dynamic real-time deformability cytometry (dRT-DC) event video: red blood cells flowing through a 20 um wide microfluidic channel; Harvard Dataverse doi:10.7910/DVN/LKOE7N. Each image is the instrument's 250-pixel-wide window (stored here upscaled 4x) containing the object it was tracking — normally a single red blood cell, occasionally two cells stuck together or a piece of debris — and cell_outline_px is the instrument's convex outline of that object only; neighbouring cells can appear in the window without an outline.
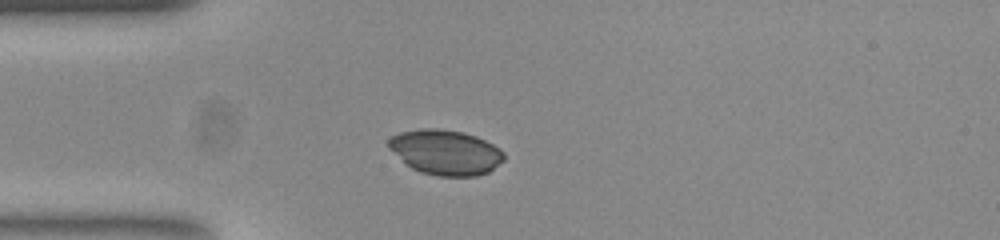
{"species": "common noctule bat (a hibernating species)", "species_latin": "Nyctalus noctula", "temperature_condition": "room temperature", "stored_images_in_passage": 41, "camera_frame_rate_fps": 3000, "um_per_image_px": 0.085, "animal": {"sex": "female", "body_mass_g": 23.0, "forearm_length_mm": 53.4}, "frame": {"image": 1, "passage_image": 1, "time_ms": 0.0, "image_size_px": [1000, 240], "cell_outline_px": [[504, 160], [488, 172], [476, 176], [440, 176], [420, 172], [412, 168], [388, 148], [388, 140], [392, 136], [400, 132], [420, 128], [440, 128], [464, 132], [476, 136], [500, 148], [504, 152]], "centroid_in_image_um": [37.87, 12.93], "position_along_channel_um": 47.1, "area_um2": 30.29}}
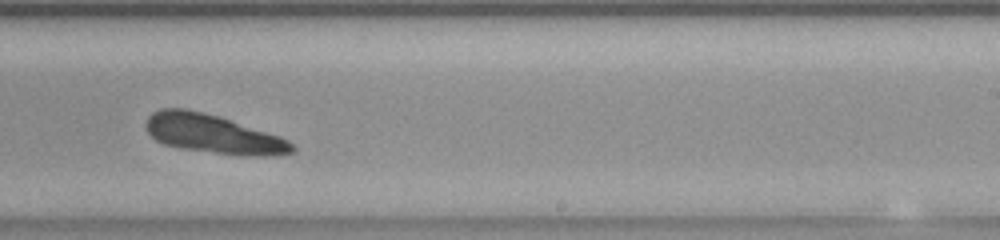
{"frame": {"image": 2, "passage_image": 20, "time_ms": 6.333, "image_size_px": [1000, 240], "cell_outline_px": [[296, 148], [292, 152], [276, 156], [248, 156], [180, 148], [164, 144], [156, 140], [148, 132], [144, 124], [148, 116], [152, 112], [160, 108], [184, 108], [220, 116], [280, 136], [288, 140]], "centroid_in_image_um": [18.11, 11.38], "position_along_channel_um": 270.9, "area_um2": 33.12}}
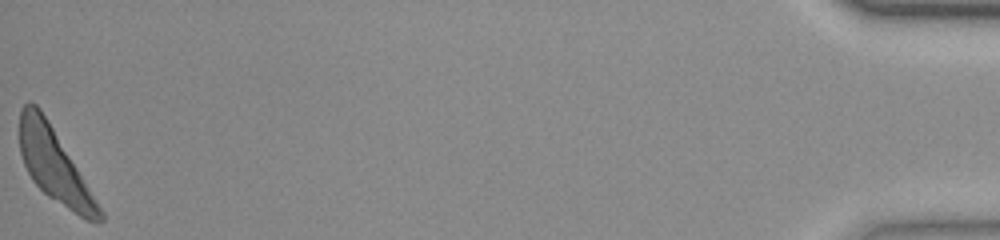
{"frame": {"image": 3, "passage_image": 41, "time_ms": 13.333, "image_size_px": [1000, 240], "cell_outline_px": [[104, 220], [96, 224], [80, 216], [48, 196], [32, 180], [24, 164], [20, 152], [20, 108], [28, 100], [32, 100], [40, 108], [104, 212]], "centroid_in_image_um": [4.61, 14.05], "position_along_channel_um": 430.6, "area_um2": 33.23}}